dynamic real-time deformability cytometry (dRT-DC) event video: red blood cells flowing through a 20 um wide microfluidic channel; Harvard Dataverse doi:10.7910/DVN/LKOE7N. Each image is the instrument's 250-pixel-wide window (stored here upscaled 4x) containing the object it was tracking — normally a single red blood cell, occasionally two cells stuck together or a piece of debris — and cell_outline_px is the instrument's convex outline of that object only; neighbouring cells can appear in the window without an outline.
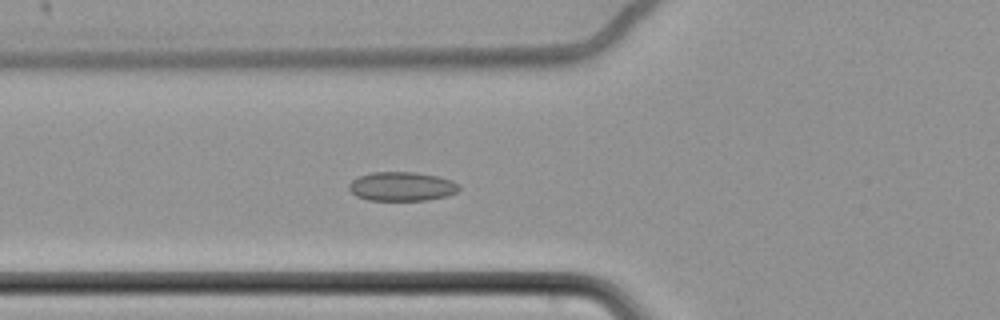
{"species": "common noctule bat (a hibernating species)", "species_latin": "Nyctalus noctula", "temperature_condition": "cold", "stored_images_in_passage": 57, "camera_frame_rate_fps": 3000, "um_per_image_px": 0.085, "animal": {"sex": "female", "body_mass_g": 22.7, "forearm_length_mm": 54.2}, "frame": {"image": 1, "passage_image": 20, "time_ms": 6.333, "image_size_px": [1000, 320], "cell_outline_px": [[460, 188], [456, 192], [444, 196], [428, 200], [368, 200], [356, 196], [348, 188], [348, 184], [352, 180], [360, 176], [372, 172], [416, 172], [440, 176], [452, 180], [460, 184]], "centroid_in_image_um": [34.16, 15.84], "position_along_channel_um": 91.6, "area_um2": 18.73}}
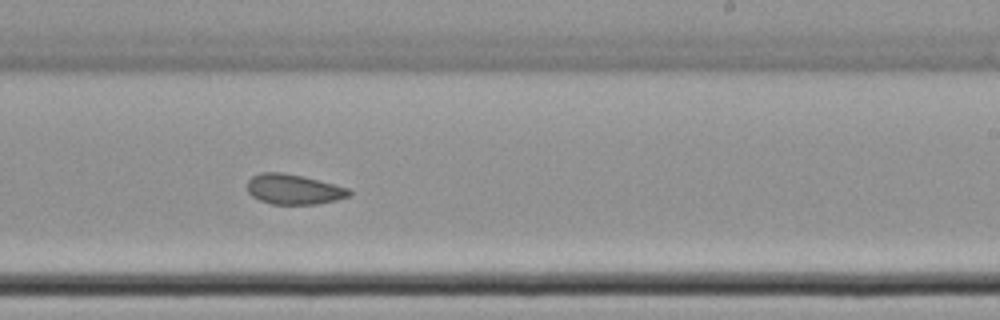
{"frame": {"image": 2, "passage_image": 35, "time_ms": 11.333, "image_size_px": [1000, 320], "cell_outline_px": [[352, 196], [336, 200], [316, 204], [272, 204], [260, 200], [252, 196], [248, 192], [248, 180], [252, 176], [260, 172], [284, 172], [304, 176], [348, 188], [352, 192]], "centroid_in_image_um": [24.97, 16.08], "position_along_channel_um": 264.0, "area_um2": 17.98}}
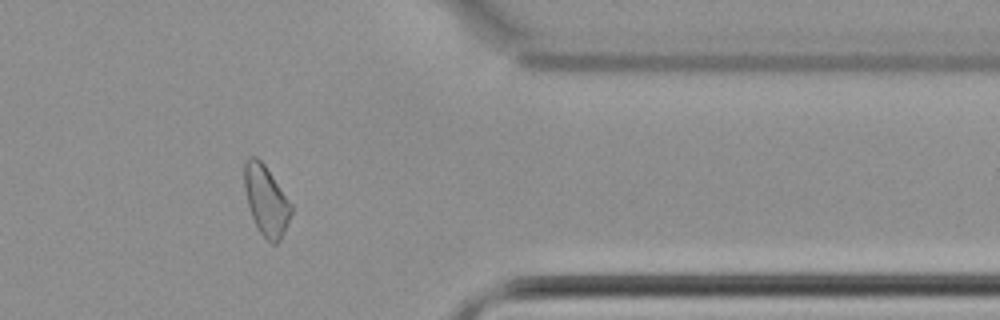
{"frame": {"image": 3, "passage_image": 47, "time_ms": 15.333, "image_size_px": [1000, 320], "cell_outline_px": [[292, 212], [284, 232], [280, 240], [276, 244], [272, 244], [260, 232], [252, 216], [248, 204], [244, 188], [244, 164], [252, 156], [256, 156], [264, 164], [292, 204]], "centroid_in_image_um": [22.63, 17.04], "position_along_channel_um": 388.8, "area_um2": 18.79}, "authors_computed_cell_mechanics": {"area_um2": 19.1318, "velocity_mm_per_s": 3.4554, "shape_relaxation_time_tau1_ms": 7.3558, "shape_relaxation_time_tau2_ms": 2.9735, "deformation_change_tau1": 0.053, "deformation_change_tau2": 0.0696}}